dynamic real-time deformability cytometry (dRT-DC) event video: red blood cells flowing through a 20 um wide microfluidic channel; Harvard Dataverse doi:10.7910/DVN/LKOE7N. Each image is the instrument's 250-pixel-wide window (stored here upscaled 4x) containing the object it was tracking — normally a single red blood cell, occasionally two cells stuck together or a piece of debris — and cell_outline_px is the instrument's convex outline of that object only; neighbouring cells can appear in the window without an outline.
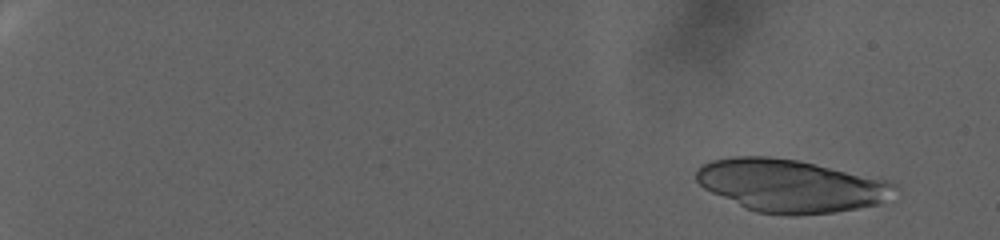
{"species": "human", "species_latin": "Homo sapiens", "temperature_condition": "warm", "stored_images_in_passage": 43, "camera_frame_rate_fps": 3000, "um_per_image_px": 0.085, "donor": {"sex": "female"}, "frame": {"image": 1, "passage_image": 8, "time_ms": 2.333, "image_size_px": [1000, 240], "cell_outline_px": [[900, 188], [880, 204], [836, 212], [796, 216], [788, 216], [756, 212], [712, 192], [704, 188], [696, 180], [696, 168], [712, 160], [732, 156], [768, 156], [800, 160], [888, 180], [896, 184]], "centroid_in_image_um": [67.24, 15.78], "position_along_channel_um": 17.8, "area_um2": 61.21}}
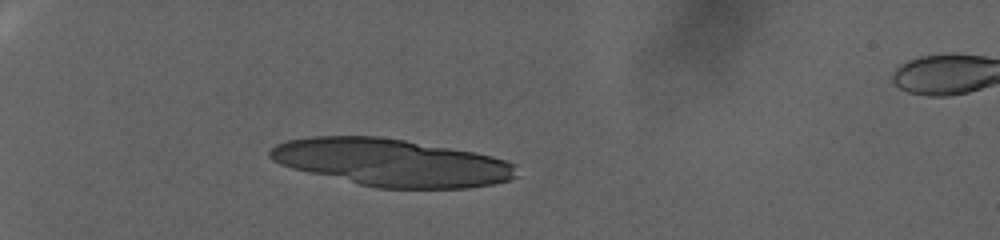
{"frame": {"image": 2, "passage_image": 32, "time_ms": 10.333, "image_size_px": [1000, 240], "cell_outline_px": [[520, 176], [508, 180], [492, 184], [468, 188], [376, 188], [308, 172], [292, 168], [280, 164], [272, 160], [268, 156], [268, 152], [276, 144], [288, 140], [312, 136], [380, 136], [404, 140], [472, 152], [492, 156], [516, 164]], "centroid_in_image_um": [33.29, 13.82], "position_along_channel_um": 51.7, "area_um2": 67.92}}